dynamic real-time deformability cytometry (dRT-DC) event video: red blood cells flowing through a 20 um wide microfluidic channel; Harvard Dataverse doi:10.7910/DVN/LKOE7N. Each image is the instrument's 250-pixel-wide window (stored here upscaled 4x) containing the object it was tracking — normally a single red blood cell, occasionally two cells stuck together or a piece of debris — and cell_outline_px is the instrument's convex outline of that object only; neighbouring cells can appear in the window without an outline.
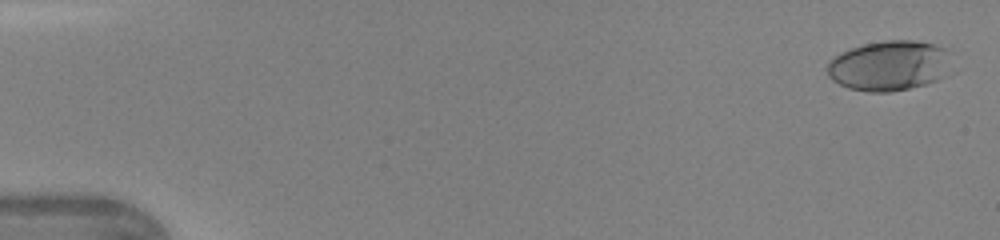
{"species": "human", "species_latin": "Homo sapiens", "temperature_condition": "warm", "stored_images_in_passage": 5, "camera_frame_rate_fps": 3000, "um_per_image_px": 0.085, "donor": {"sex": "female"}, "frame": {"image": 1, "passage_image": 1, "time_ms": 0.0, "image_size_px": [1000, 240], "cell_outline_px": [[944, 76], [936, 80], [924, 84], [908, 88], [888, 92], [868, 92], [848, 88], [832, 80], [828, 76], [828, 60], [840, 52], [864, 44], [884, 40], [912, 40], [932, 44], [944, 48]], "centroid_in_image_um": [75.44, 5.59], "position_along_channel_um": 9.6, "area_um2": 35.43}}